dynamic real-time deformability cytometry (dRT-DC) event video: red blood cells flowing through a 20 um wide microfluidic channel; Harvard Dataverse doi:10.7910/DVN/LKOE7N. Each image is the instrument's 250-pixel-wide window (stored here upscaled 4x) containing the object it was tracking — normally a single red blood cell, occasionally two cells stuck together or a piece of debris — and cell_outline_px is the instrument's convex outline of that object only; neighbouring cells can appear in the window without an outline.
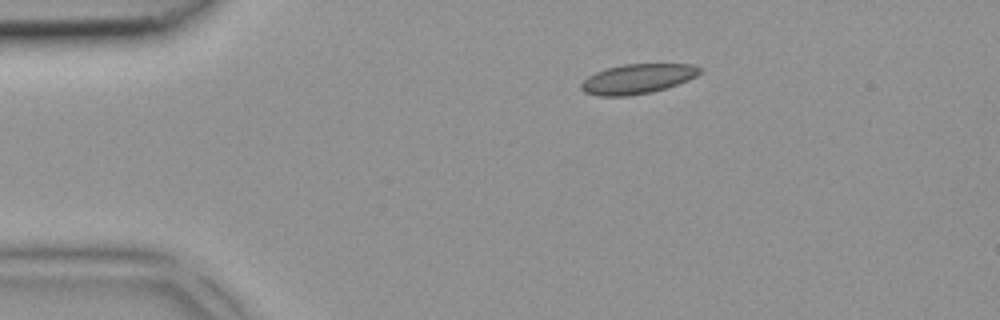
{"species": "common noctule bat (a hibernating species)", "species_latin": "Nyctalus noctula", "temperature_condition": "room temperature", "stored_images_in_passage": 2, "camera_frame_rate_fps": 3000, "um_per_image_px": 0.085, "animal": {"sex": "female", "body_mass_g": 18.4}, "frame": {"image": 1, "passage_image": 1, "time_ms": 0.0, "image_size_px": [1000, 320], "cell_outline_px": [[700, 72], [696, 76], [688, 80], [652, 92], [628, 96], [600, 96], [584, 92], [580, 88], [580, 84], [588, 76], [604, 68], [624, 64], [692, 64], [700, 68]], "centroid_in_image_um": [54.14, 6.7], "position_along_channel_um": 30.9, "area_um2": 20.46}}